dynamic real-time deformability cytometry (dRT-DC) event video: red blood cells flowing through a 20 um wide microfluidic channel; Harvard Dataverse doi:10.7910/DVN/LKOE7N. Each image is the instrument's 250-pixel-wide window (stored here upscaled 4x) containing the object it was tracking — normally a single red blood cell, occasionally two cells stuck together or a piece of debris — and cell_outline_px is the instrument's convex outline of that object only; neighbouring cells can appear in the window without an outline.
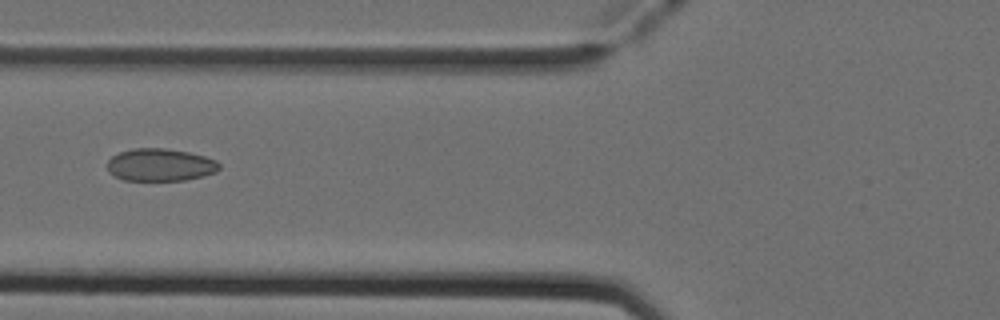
{"species": "Egyptian fruit bat (a non-hibernating species)", "species_latin": "Rousettus aegyptiacus", "temperature_condition": "cold", "stored_images_in_passage": 49, "camera_frame_rate_fps": 3000, "um_per_image_px": 0.085, "animal": {"sex": "female"}, "frame": {"image": 1, "passage_image": 18, "time_ms": 5.667, "image_size_px": [1000, 320], "cell_outline_px": [[220, 168], [216, 172], [204, 176], [184, 180], [124, 180], [108, 172], [108, 160], [112, 156], [120, 152], [132, 148], [164, 148], [188, 152], [204, 156], [216, 160], [220, 164]], "centroid_in_image_um": [13.63, 14.01], "position_along_channel_um": 112.2, "area_um2": 21.21}}
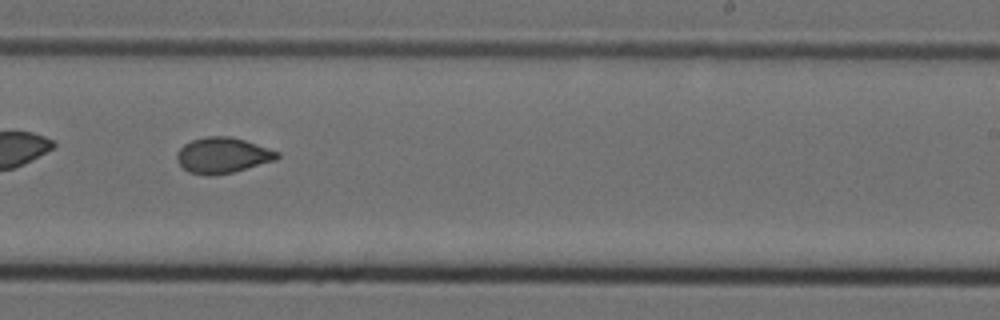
{"frame": {"image": 2, "passage_image": 30, "time_ms": 9.667, "image_size_px": [1000, 320], "cell_outline_px": [[280, 156], [276, 160], [232, 172], [212, 176], [204, 176], [188, 172], [176, 160], [176, 152], [184, 144], [192, 140], [208, 136], [232, 136], [280, 152]], "centroid_in_image_um": [18.9, 13.21], "position_along_channel_um": 270.1, "area_um2": 20.92}}
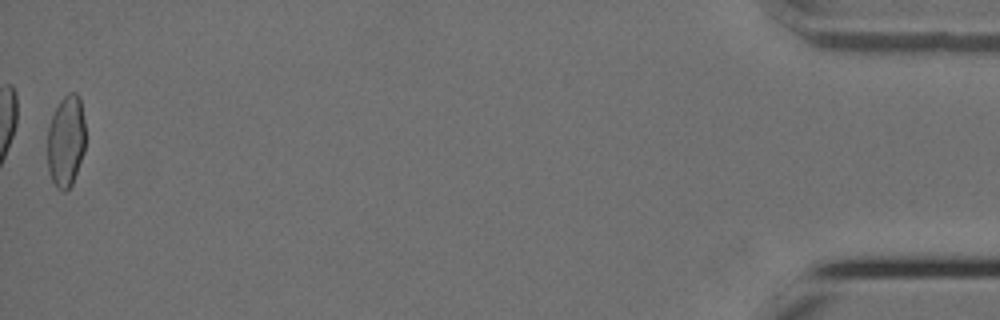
{"frame": {"image": 3, "passage_image": 49, "time_ms": 16.0, "image_size_px": [1000, 320], "cell_outline_px": [[84, 152], [72, 184], [64, 192], [56, 188], [48, 172], [48, 124], [60, 100], [68, 92], [76, 92], [80, 96], [84, 120]], "centroid_in_image_um": [5.6, 11.98], "position_along_channel_um": 429.6, "area_um2": 20.4}, "authors_computed_cell_mechanics": {"area_um2": 20.9814, "velocity_mm_per_s": 3.9442, "shape_relaxation_time_tau1_ms": null, "shape_relaxation_time_tau2_ms": 1.568, "deformation_change_tau1": null, "deformation_change_tau2": 0.0434}}